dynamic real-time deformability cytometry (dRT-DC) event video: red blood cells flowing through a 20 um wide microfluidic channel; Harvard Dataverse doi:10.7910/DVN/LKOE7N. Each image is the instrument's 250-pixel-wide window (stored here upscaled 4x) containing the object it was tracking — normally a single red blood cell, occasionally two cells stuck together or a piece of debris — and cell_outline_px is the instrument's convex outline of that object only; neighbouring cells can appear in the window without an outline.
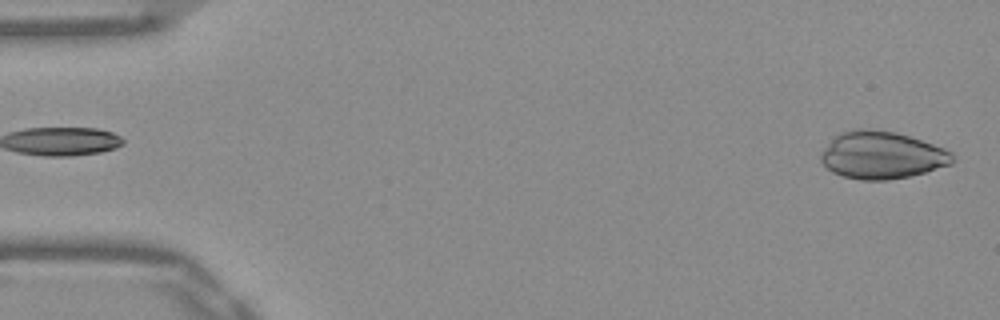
{"species": "Egyptian fruit bat (a non-hibernating species)", "species_latin": "Rousettus aegyptiacus", "temperature_condition": "warm", "stored_images_in_passage": 51, "camera_frame_rate_fps": 3000, "um_per_image_px": 0.085, "frame": {"image": 1, "passage_image": 1, "time_ms": 0.0, "image_size_px": [1000, 320], "cell_outline_px": [[952, 164], [924, 172], [908, 176], [888, 180], [860, 180], [844, 176], [832, 172], [820, 160], [820, 152], [836, 136], [844, 132], [856, 128], [864, 128], [896, 132], [944, 148], [952, 152]], "centroid_in_image_um": [74.94, 13.19], "position_along_channel_um": 10.1, "area_um2": 35.95}}